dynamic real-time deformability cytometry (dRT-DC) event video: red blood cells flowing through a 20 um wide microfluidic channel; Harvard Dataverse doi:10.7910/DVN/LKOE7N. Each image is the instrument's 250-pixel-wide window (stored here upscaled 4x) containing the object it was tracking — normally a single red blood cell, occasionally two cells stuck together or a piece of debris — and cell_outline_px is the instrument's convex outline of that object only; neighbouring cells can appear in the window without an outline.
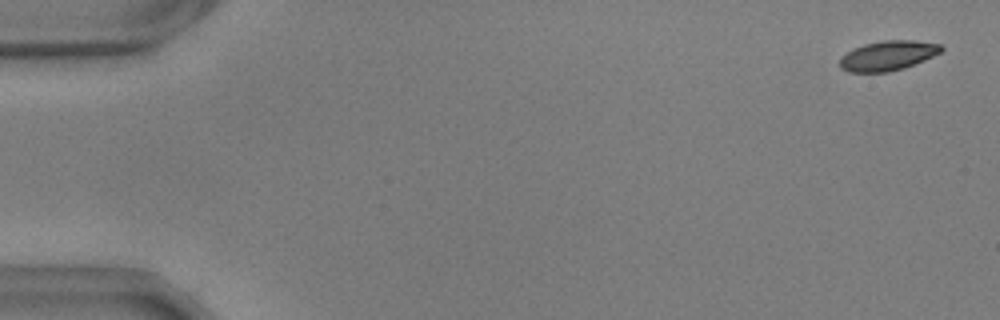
{"species": "common noctule bat (a hibernating species)", "species_latin": "Nyctalus noctula", "temperature_condition": "warm", "stored_images_in_passage": 56, "camera_frame_rate_fps": 3000, "um_per_image_px": 0.085, "animal": {"sex": "male", "body_mass_g": 17.9, "forearm_length_mm": 54.2}, "frame": {"image": 1, "passage_image": 2, "time_ms": 0.333, "image_size_px": [1000, 320], "cell_outline_px": [[944, 48], [940, 52], [924, 60], [904, 68], [888, 72], [848, 72], [840, 68], [840, 60], [852, 48], [864, 44], [884, 40], [916, 40], [940, 44]], "centroid_in_image_um": [75.47, 4.72], "position_along_channel_um": 9.5, "area_um2": 17.51}}
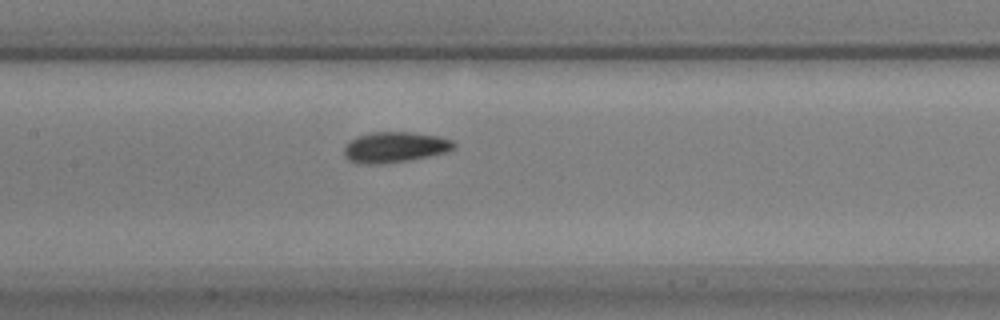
{"frame": {"image": 2, "passage_image": 27, "time_ms": 8.667, "image_size_px": [1000, 320], "cell_outline_px": [[456, 144], [452, 148], [444, 152], [412, 160], [384, 164], [356, 164], [348, 160], [344, 156], [344, 144], [348, 140], [356, 136], [372, 132], [412, 132], [436, 136], [452, 140]], "centroid_in_image_um": [33.46, 12.52], "position_along_channel_um": 173.9, "area_um2": 19.83}}
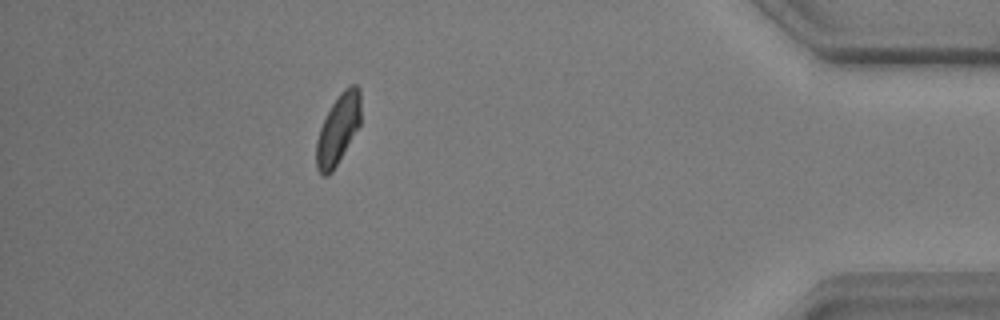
{"frame": {"image": 3, "passage_image": 50, "time_ms": 16.333, "image_size_px": [1000, 320], "cell_outline_px": [[360, 124], [332, 172], [328, 176], [324, 176], [316, 168], [316, 140], [320, 128], [332, 104], [340, 92], [348, 84], [356, 84], [360, 88]], "centroid_in_image_um": [28.74, 10.96], "position_along_channel_um": 406.5, "area_um2": 17.98}, "authors_computed_cell_mechanics": {"area_um2": 18.6405, "velocity_mm_per_s": 3.6462, "shape_relaxation_time_tau1_ms": 2.5894, "shape_relaxation_time_tau2_ms": 3.0885, "deformation_change_tau1": 0.1281, "deformation_change_tau2": 0.0732}}